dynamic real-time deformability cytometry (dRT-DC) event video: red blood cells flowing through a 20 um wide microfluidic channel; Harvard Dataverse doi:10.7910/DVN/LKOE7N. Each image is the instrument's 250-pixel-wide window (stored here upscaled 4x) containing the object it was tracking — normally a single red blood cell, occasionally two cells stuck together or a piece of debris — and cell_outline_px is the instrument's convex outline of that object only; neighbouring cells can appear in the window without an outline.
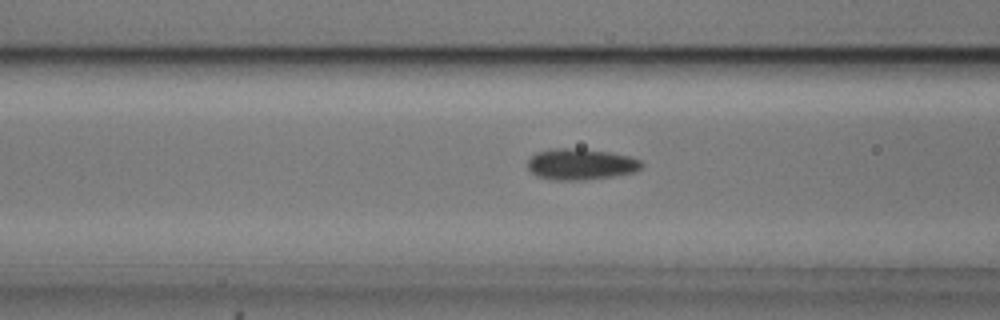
{"species": "common noctule bat (a hibernating species)", "species_latin": "Nyctalus noctula", "temperature_condition": "cold", "stored_images_in_passage": 54, "camera_frame_rate_fps": 3000, "um_per_image_px": 0.085, "animal": {"sex": "male", "body_mass_g": 20.5, "forearm_length_mm": 52.5}, "frame": {"image": 1, "passage_image": 21, "time_ms": 6.667, "image_size_px": [1000, 320], "cell_outline_px": [[644, 164], [636, 172], [612, 176], [580, 180], [556, 180], [536, 176], [528, 168], [528, 160], [536, 152], [552, 148], [580, 148], [608, 152], [628, 156], [640, 160]], "centroid_in_image_um": [49.35, 13.95], "position_along_channel_um": 117.2, "area_um2": 20.63}}
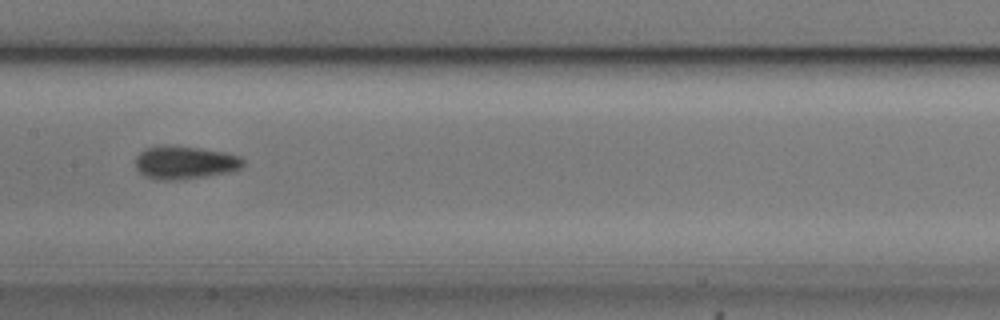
{"frame": {"image": 2, "passage_image": 27, "time_ms": 8.667, "image_size_px": [1000, 320], "cell_outline_px": [[244, 164], [240, 168], [232, 172], [184, 180], [156, 180], [144, 176], [136, 168], [136, 156], [144, 148], [156, 144], [172, 144], [200, 148], [224, 152], [240, 156], [244, 160]], "centroid_in_image_um": [15.69, 13.8], "position_along_channel_um": 191.7, "area_um2": 21.44}}
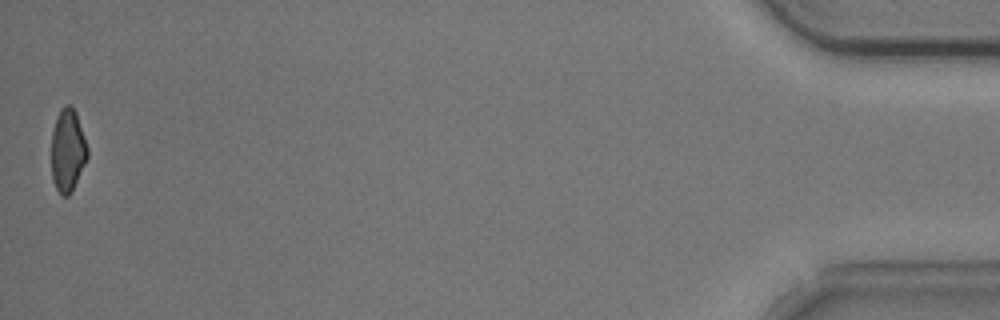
{"frame": {"image": 3, "passage_image": 54, "time_ms": 17.667, "image_size_px": [1000, 320], "cell_outline_px": [[88, 156], [72, 192], [68, 196], [64, 196], [56, 188], [52, 180], [52, 132], [56, 116], [60, 108], [64, 104], [72, 104], [76, 112], [88, 148]], "centroid_in_image_um": [5.75, 12.74], "position_along_channel_um": 429.4, "area_um2": 17.51}, "authors_computed_cell_mechanics": {"area_um2": 19.4786, "velocity_mm_per_s": 3.7026, "shape_relaxation_time_tau1_ms": 3.6038, "shape_relaxation_time_tau2_ms": 2.5255, "deformation_change_tau1": 0.0957, "deformation_change_tau2": 0.0577}}